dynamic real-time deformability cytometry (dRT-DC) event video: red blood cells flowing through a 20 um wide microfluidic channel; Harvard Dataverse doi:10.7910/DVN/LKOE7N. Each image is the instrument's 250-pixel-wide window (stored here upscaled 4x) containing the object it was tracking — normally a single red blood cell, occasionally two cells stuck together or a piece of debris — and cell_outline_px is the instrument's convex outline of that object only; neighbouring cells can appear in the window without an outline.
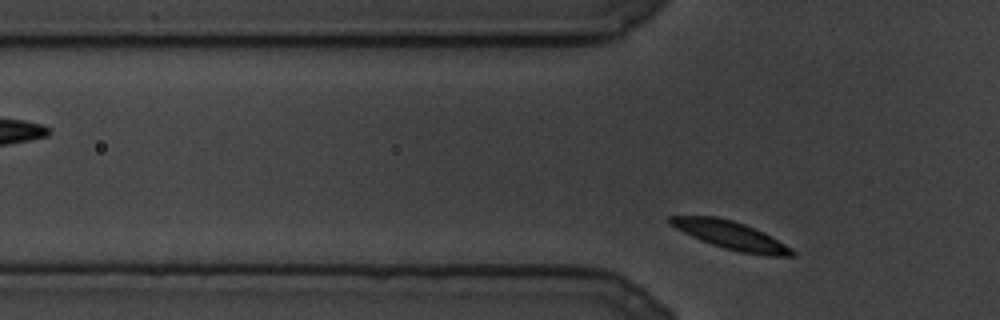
{"species": "common noctule bat (a hibernating species)", "species_latin": "Nyctalus noctula", "temperature_condition": "cold", "stored_images_in_passage": 68, "camera_frame_rate_fps": 3000, "um_per_image_px": 0.085, "animal": {"sex": "male", "body_mass_g": 19.5, "forearm_length_mm": 54.6}, "frame": {"image": 1, "passage_image": 4, "time_ms": 1.0, "image_size_px": [1000, 320], "cell_outline_px": [[796, 256], [768, 256], [740, 252], [724, 248], [700, 240], [668, 224], [668, 216], [716, 216], [732, 220], [756, 228], [764, 232], [792, 248], [796, 252]], "centroid_in_image_um": [62.14, 20.0], "position_along_channel_um": 63.7, "area_um2": 20.0}}
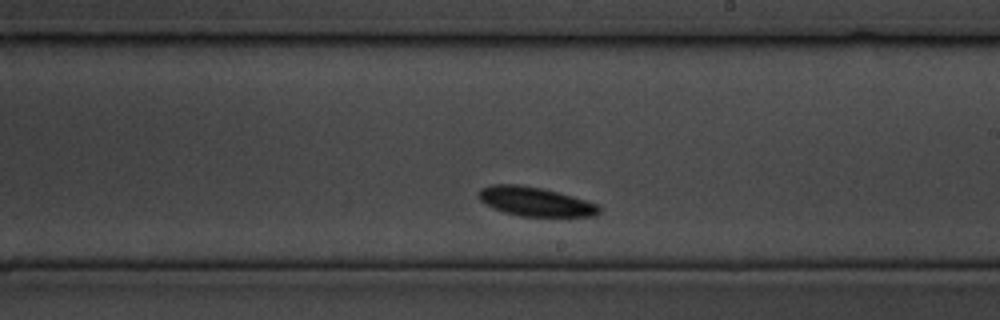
{"frame": {"image": 2, "passage_image": 36, "time_ms": 11.667, "image_size_px": [1000, 320], "cell_outline_px": [[600, 212], [596, 216], [520, 216], [504, 212], [492, 208], [480, 200], [476, 196], [480, 188], [492, 184], [520, 184], [540, 188], [572, 196], [600, 204]], "centroid_in_image_um": [45.47, 17.13], "position_along_channel_um": 243.5, "area_um2": 20.52}}
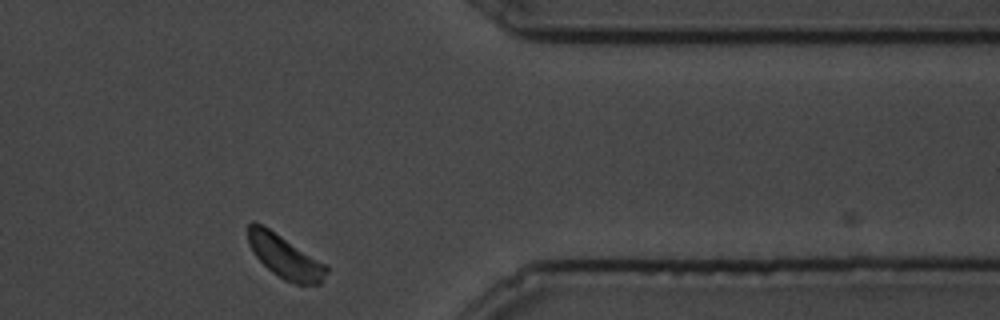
{"frame": {"image": 3, "passage_image": 63, "time_ms": 20.667, "image_size_px": [1000, 320], "cell_outline_px": [[328, 272], [320, 284], [296, 284], [284, 280], [272, 272], [252, 252], [248, 244], [248, 224], [252, 220], [268, 228], [328, 264]], "centroid_in_image_um": [24.24, 21.82], "position_along_channel_um": 387.2, "area_um2": 19.77}}